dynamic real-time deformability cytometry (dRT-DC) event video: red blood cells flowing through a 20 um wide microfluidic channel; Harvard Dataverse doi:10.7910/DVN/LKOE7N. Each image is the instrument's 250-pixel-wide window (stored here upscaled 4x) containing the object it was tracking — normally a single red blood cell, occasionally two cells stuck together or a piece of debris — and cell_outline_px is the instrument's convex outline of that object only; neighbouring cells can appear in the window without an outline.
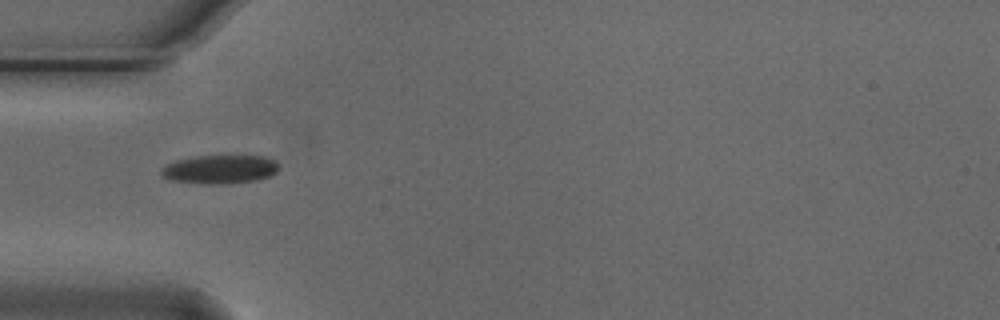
{"species": "Egyptian fruit bat (a non-hibernating species)", "species_latin": "Rousettus aegyptiacus", "temperature_condition": "cold", "stored_images_in_passage": 6, "camera_frame_rate_fps": 3000, "um_per_image_px": 0.085, "animal": {"sex": "male"}, "frame": {"image": 1, "passage_image": 1, "time_ms": 0.0, "image_size_px": [1000, 320], "cell_outline_px": [[276, 172], [268, 176], [256, 180], [224, 184], [204, 184], [172, 180], [160, 176], [160, 168], [164, 164], [176, 160], [196, 156], [264, 156], [272, 160], [276, 164]], "centroid_in_image_um": [18.58, 14.39], "position_along_channel_um": 66.4, "area_um2": 19.54}}
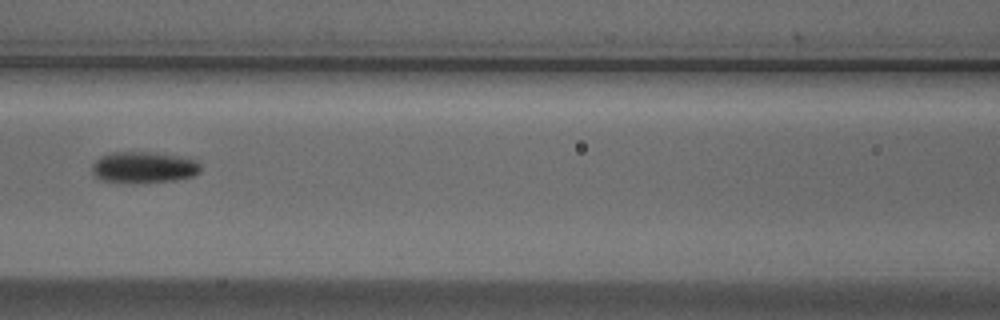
{"frame": {"image": 2, "passage_image": 3, "time_ms": 0.667, "image_size_px": [1000, 320], "cell_outline_px": [[200, 172], [196, 176], [176, 180], [140, 184], [128, 184], [100, 180], [92, 172], [92, 164], [100, 156], [112, 152], [152, 152], [176, 156], [196, 160], [200, 164]], "centroid_in_image_um": [12.2, 14.26], "position_along_channel_um": 154.4, "area_um2": 20.29}}
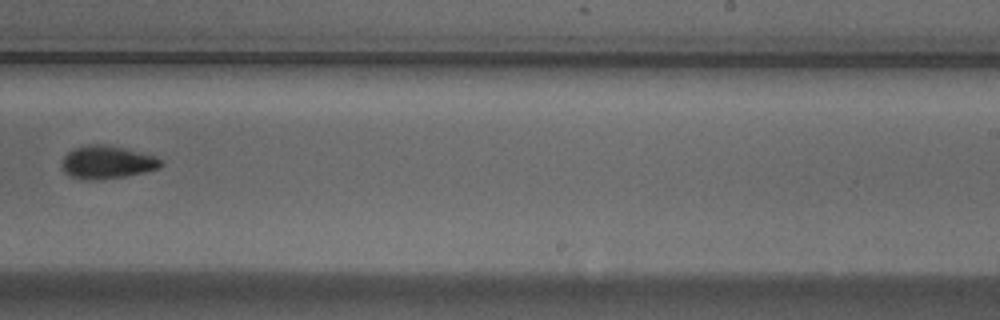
{"frame": {"image": 3, "passage_image": 6, "time_ms": 1.667, "image_size_px": [1000, 320], "cell_outline_px": [[164, 164], [160, 168], [144, 172], [124, 176], [100, 180], [80, 180], [64, 172], [60, 164], [60, 160], [72, 148], [88, 144], [104, 144], [124, 148], [156, 156], [164, 160]], "centroid_in_image_um": [9.08, 13.79], "position_along_channel_um": 279.9, "area_um2": 19.42}}